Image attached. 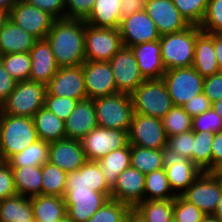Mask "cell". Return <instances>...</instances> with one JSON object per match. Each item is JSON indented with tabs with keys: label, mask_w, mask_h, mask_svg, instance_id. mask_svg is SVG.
<instances>
[{
	"label": "cell",
	"mask_w": 222,
	"mask_h": 222,
	"mask_svg": "<svg viewBox=\"0 0 222 222\" xmlns=\"http://www.w3.org/2000/svg\"><path fill=\"white\" fill-rule=\"evenodd\" d=\"M175 197L164 168L145 174L144 200H167Z\"/></svg>",
	"instance_id": "obj_36"
},
{
	"label": "cell",
	"mask_w": 222,
	"mask_h": 222,
	"mask_svg": "<svg viewBox=\"0 0 222 222\" xmlns=\"http://www.w3.org/2000/svg\"><path fill=\"white\" fill-rule=\"evenodd\" d=\"M77 102V99L49 95L46 92L44 107H46L50 112H53L58 118L65 121L74 110Z\"/></svg>",
	"instance_id": "obj_46"
},
{
	"label": "cell",
	"mask_w": 222,
	"mask_h": 222,
	"mask_svg": "<svg viewBox=\"0 0 222 222\" xmlns=\"http://www.w3.org/2000/svg\"><path fill=\"white\" fill-rule=\"evenodd\" d=\"M8 18L37 39H45L56 20L48 12L20 0L8 13Z\"/></svg>",
	"instance_id": "obj_14"
},
{
	"label": "cell",
	"mask_w": 222,
	"mask_h": 222,
	"mask_svg": "<svg viewBox=\"0 0 222 222\" xmlns=\"http://www.w3.org/2000/svg\"><path fill=\"white\" fill-rule=\"evenodd\" d=\"M49 143L38 139L22 152L11 156L6 162L10 167L42 166L48 162Z\"/></svg>",
	"instance_id": "obj_35"
},
{
	"label": "cell",
	"mask_w": 222,
	"mask_h": 222,
	"mask_svg": "<svg viewBox=\"0 0 222 222\" xmlns=\"http://www.w3.org/2000/svg\"><path fill=\"white\" fill-rule=\"evenodd\" d=\"M48 161L69 173L78 170L87 159L81 141L65 138L49 143Z\"/></svg>",
	"instance_id": "obj_21"
},
{
	"label": "cell",
	"mask_w": 222,
	"mask_h": 222,
	"mask_svg": "<svg viewBox=\"0 0 222 222\" xmlns=\"http://www.w3.org/2000/svg\"><path fill=\"white\" fill-rule=\"evenodd\" d=\"M16 194L12 169L6 161H0V200Z\"/></svg>",
	"instance_id": "obj_50"
},
{
	"label": "cell",
	"mask_w": 222,
	"mask_h": 222,
	"mask_svg": "<svg viewBox=\"0 0 222 222\" xmlns=\"http://www.w3.org/2000/svg\"><path fill=\"white\" fill-rule=\"evenodd\" d=\"M30 198L33 215L38 222H59L66 216L63 197L38 195Z\"/></svg>",
	"instance_id": "obj_31"
},
{
	"label": "cell",
	"mask_w": 222,
	"mask_h": 222,
	"mask_svg": "<svg viewBox=\"0 0 222 222\" xmlns=\"http://www.w3.org/2000/svg\"><path fill=\"white\" fill-rule=\"evenodd\" d=\"M213 173L222 178V163L213 171Z\"/></svg>",
	"instance_id": "obj_64"
},
{
	"label": "cell",
	"mask_w": 222,
	"mask_h": 222,
	"mask_svg": "<svg viewBox=\"0 0 222 222\" xmlns=\"http://www.w3.org/2000/svg\"><path fill=\"white\" fill-rule=\"evenodd\" d=\"M203 93L211 103L222 98V72L204 77Z\"/></svg>",
	"instance_id": "obj_52"
},
{
	"label": "cell",
	"mask_w": 222,
	"mask_h": 222,
	"mask_svg": "<svg viewBox=\"0 0 222 222\" xmlns=\"http://www.w3.org/2000/svg\"><path fill=\"white\" fill-rule=\"evenodd\" d=\"M130 48L137 60L141 74L146 80L162 79L166 68L162 61L159 40L145 42Z\"/></svg>",
	"instance_id": "obj_25"
},
{
	"label": "cell",
	"mask_w": 222,
	"mask_h": 222,
	"mask_svg": "<svg viewBox=\"0 0 222 222\" xmlns=\"http://www.w3.org/2000/svg\"><path fill=\"white\" fill-rule=\"evenodd\" d=\"M192 67L202 77L211 76L220 72L214 50V34L201 31L196 36Z\"/></svg>",
	"instance_id": "obj_27"
},
{
	"label": "cell",
	"mask_w": 222,
	"mask_h": 222,
	"mask_svg": "<svg viewBox=\"0 0 222 222\" xmlns=\"http://www.w3.org/2000/svg\"><path fill=\"white\" fill-rule=\"evenodd\" d=\"M66 216L74 222H86L109 199L92 189L65 190Z\"/></svg>",
	"instance_id": "obj_17"
},
{
	"label": "cell",
	"mask_w": 222,
	"mask_h": 222,
	"mask_svg": "<svg viewBox=\"0 0 222 222\" xmlns=\"http://www.w3.org/2000/svg\"><path fill=\"white\" fill-rule=\"evenodd\" d=\"M17 81L8 73L0 61V106L15 89Z\"/></svg>",
	"instance_id": "obj_54"
},
{
	"label": "cell",
	"mask_w": 222,
	"mask_h": 222,
	"mask_svg": "<svg viewBox=\"0 0 222 222\" xmlns=\"http://www.w3.org/2000/svg\"><path fill=\"white\" fill-rule=\"evenodd\" d=\"M68 173L49 161L42 165V195L64 197Z\"/></svg>",
	"instance_id": "obj_37"
},
{
	"label": "cell",
	"mask_w": 222,
	"mask_h": 222,
	"mask_svg": "<svg viewBox=\"0 0 222 222\" xmlns=\"http://www.w3.org/2000/svg\"><path fill=\"white\" fill-rule=\"evenodd\" d=\"M99 127L129 131L134 115L131 95L117 93L93 99Z\"/></svg>",
	"instance_id": "obj_4"
},
{
	"label": "cell",
	"mask_w": 222,
	"mask_h": 222,
	"mask_svg": "<svg viewBox=\"0 0 222 222\" xmlns=\"http://www.w3.org/2000/svg\"><path fill=\"white\" fill-rule=\"evenodd\" d=\"M174 106H183L191 98L203 93L202 77L193 67L166 70L162 76Z\"/></svg>",
	"instance_id": "obj_7"
},
{
	"label": "cell",
	"mask_w": 222,
	"mask_h": 222,
	"mask_svg": "<svg viewBox=\"0 0 222 222\" xmlns=\"http://www.w3.org/2000/svg\"><path fill=\"white\" fill-rule=\"evenodd\" d=\"M134 113L162 119L174 106L162 79L145 80L132 94Z\"/></svg>",
	"instance_id": "obj_6"
},
{
	"label": "cell",
	"mask_w": 222,
	"mask_h": 222,
	"mask_svg": "<svg viewBox=\"0 0 222 222\" xmlns=\"http://www.w3.org/2000/svg\"><path fill=\"white\" fill-rule=\"evenodd\" d=\"M85 21L81 19H56L46 40L59 68L75 67L85 61Z\"/></svg>",
	"instance_id": "obj_1"
},
{
	"label": "cell",
	"mask_w": 222,
	"mask_h": 222,
	"mask_svg": "<svg viewBox=\"0 0 222 222\" xmlns=\"http://www.w3.org/2000/svg\"><path fill=\"white\" fill-rule=\"evenodd\" d=\"M170 222H178V221H176L174 218H172V219L170 220Z\"/></svg>",
	"instance_id": "obj_67"
},
{
	"label": "cell",
	"mask_w": 222,
	"mask_h": 222,
	"mask_svg": "<svg viewBox=\"0 0 222 222\" xmlns=\"http://www.w3.org/2000/svg\"><path fill=\"white\" fill-rule=\"evenodd\" d=\"M145 174L130 166L118 175L110 199L135 208L144 200Z\"/></svg>",
	"instance_id": "obj_20"
},
{
	"label": "cell",
	"mask_w": 222,
	"mask_h": 222,
	"mask_svg": "<svg viewBox=\"0 0 222 222\" xmlns=\"http://www.w3.org/2000/svg\"><path fill=\"white\" fill-rule=\"evenodd\" d=\"M130 145L149 149H163L167 136L160 118L134 113L128 131Z\"/></svg>",
	"instance_id": "obj_11"
},
{
	"label": "cell",
	"mask_w": 222,
	"mask_h": 222,
	"mask_svg": "<svg viewBox=\"0 0 222 222\" xmlns=\"http://www.w3.org/2000/svg\"><path fill=\"white\" fill-rule=\"evenodd\" d=\"M29 54L31 56L29 80L47 85L59 69L50 43L46 38L38 39Z\"/></svg>",
	"instance_id": "obj_24"
},
{
	"label": "cell",
	"mask_w": 222,
	"mask_h": 222,
	"mask_svg": "<svg viewBox=\"0 0 222 222\" xmlns=\"http://www.w3.org/2000/svg\"><path fill=\"white\" fill-rule=\"evenodd\" d=\"M211 151L213 172L222 163V130L214 133Z\"/></svg>",
	"instance_id": "obj_56"
},
{
	"label": "cell",
	"mask_w": 222,
	"mask_h": 222,
	"mask_svg": "<svg viewBox=\"0 0 222 222\" xmlns=\"http://www.w3.org/2000/svg\"><path fill=\"white\" fill-rule=\"evenodd\" d=\"M7 19H8V13L0 9V30Z\"/></svg>",
	"instance_id": "obj_62"
},
{
	"label": "cell",
	"mask_w": 222,
	"mask_h": 222,
	"mask_svg": "<svg viewBox=\"0 0 222 222\" xmlns=\"http://www.w3.org/2000/svg\"><path fill=\"white\" fill-rule=\"evenodd\" d=\"M192 130L216 133L222 130V118L211 107L208 111L193 117Z\"/></svg>",
	"instance_id": "obj_47"
},
{
	"label": "cell",
	"mask_w": 222,
	"mask_h": 222,
	"mask_svg": "<svg viewBox=\"0 0 222 222\" xmlns=\"http://www.w3.org/2000/svg\"><path fill=\"white\" fill-rule=\"evenodd\" d=\"M194 131L177 134L167 138V146L177 154L192 161Z\"/></svg>",
	"instance_id": "obj_48"
},
{
	"label": "cell",
	"mask_w": 222,
	"mask_h": 222,
	"mask_svg": "<svg viewBox=\"0 0 222 222\" xmlns=\"http://www.w3.org/2000/svg\"><path fill=\"white\" fill-rule=\"evenodd\" d=\"M82 147L88 161H99L112 150L125 147L128 143V132L97 126L82 140Z\"/></svg>",
	"instance_id": "obj_12"
},
{
	"label": "cell",
	"mask_w": 222,
	"mask_h": 222,
	"mask_svg": "<svg viewBox=\"0 0 222 222\" xmlns=\"http://www.w3.org/2000/svg\"><path fill=\"white\" fill-rule=\"evenodd\" d=\"M96 0H65L66 18L85 20Z\"/></svg>",
	"instance_id": "obj_49"
},
{
	"label": "cell",
	"mask_w": 222,
	"mask_h": 222,
	"mask_svg": "<svg viewBox=\"0 0 222 222\" xmlns=\"http://www.w3.org/2000/svg\"><path fill=\"white\" fill-rule=\"evenodd\" d=\"M145 12L160 35L179 32L190 26L172 0H147Z\"/></svg>",
	"instance_id": "obj_19"
},
{
	"label": "cell",
	"mask_w": 222,
	"mask_h": 222,
	"mask_svg": "<svg viewBox=\"0 0 222 222\" xmlns=\"http://www.w3.org/2000/svg\"><path fill=\"white\" fill-rule=\"evenodd\" d=\"M92 189L104 193L109 199L111 188L96 161H86L78 170L68 173L66 190Z\"/></svg>",
	"instance_id": "obj_22"
},
{
	"label": "cell",
	"mask_w": 222,
	"mask_h": 222,
	"mask_svg": "<svg viewBox=\"0 0 222 222\" xmlns=\"http://www.w3.org/2000/svg\"><path fill=\"white\" fill-rule=\"evenodd\" d=\"M210 100L201 93L188 100L182 107L193 118L208 111L212 106Z\"/></svg>",
	"instance_id": "obj_53"
},
{
	"label": "cell",
	"mask_w": 222,
	"mask_h": 222,
	"mask_svg": "<svg viewBox=\"0 0 222 222\" xmlns=\"http://www.w3.org/2000/svg\"><path fill=\"white\" fill-rule=\"evenodd\" d=\"M37 40L8 18L0 30V55L29 53Z\"/></svg>",
	"instance_id": "obj_26"
},
{
	"label": "cell",
	"mask_w": 222,
	"mask_h": 222,
	"mask_svg": "<svg viewBox=\"0 0 222 222\" xmlns=\"http://www.w3.org/2000/svg\"><path fill=\"white\" fill-rule=\"evenodd\" d=\"M199 27L209 34H222V0H208L207 10Z\"/></svg>",
	"instance_id": "obj_44"
},
{
	"label": "cell",
	"mask_w": 222,
	"mask_h": 222,
	"mask_svg": "<svg viewBox=\"0 0 222 222\" xmlns=\"http://www.w3.org/2000/svg\"><path fill=\"white\" fill-rule=\"evenodd\" d=\"M49 95L77 99H86V87L82 65L75 67H61L46 85Z\"/></svg>",
	"instance_id": "obj_18"
},
{
	"label": "cell",
	"mask_w": 222,
	"mask_h": 222,
	"mask_svg": "<svg viewBox=\"0 0 222 222\" xmlns=\"http://www.w3.org/2000/svg\"><path fill=\"white\" fill-rule=\"evenodd\" d=\"M85 58L109 61L123 46L119 29L93 27L85 23Z\"/></svg>",
	"instance_id": "obj_8"
},
{
	"label": "cell",
	"mask_w": 222,
	"mask_h": 222,
	"mask_svg": "<svg viewBox=\"0 0 222 222\" xmlns=\"http://www.w3.org/2000/svg\"><path fill=\"white\" fill-rule=\"evenodd\" d=\"M214 50L219 70L222 72V34H214Z\"/></svg>",
	"instance_id": "obj_57"
},
{
	"label": "cell",
	"mask_w": 222,
	"mask_h": 222,
	"mask_svg": "<svg viewBox=\"0 0 222 222\" xmlns=\"http://www.w3.org/2000/svg\"><path fill=\"white\" fill-rule=\"evenodd\" d=\"M222 194V178L213 172H202L180 195L206 215L213 214Z\"/></svg>",
	"instance_id": "obj_9"
},
{
	"label": "cell",
	"mask_w": 222,
	"mask_h": 222,
	"mask_svg": "<svg viewBox=\"0 0 222 222\" xmlns=\"http://www.w3.org/2000/svg\"><path fill=\"white\" fill-rule=\"evenodd\" d=\"M119 32L122 44L132 47L145 42L160 39L155 23L145 10L135 12L121 19Z\"/></svg>",
	"instance_id": "obj_16"
},
{
	"label": "cell",
	"mask_w": 222,
	"mask_h": 222,
	"mask_svg": "<svg viewBox=\"0 0 222 222\" xmlns=\"http://www.w3.org/2000/svg\"><path fill=\"white\" fill-rule=\"evenodd\" d=\"M174 199L143 200L135 209L146 222H170L173 218Z\"/></svg>",
	"instance_id": "obj_39"
},
{
	"label": "cell",
	"mask_w": 222,
	"mask_h": 222,
	"mask_svg": "<svg viewBox=\"0 0 222 222\" xmlns=\"http://www.w3.org/2000/svg\"><path fill=\"white\" fill-rule=\"evenodd\" d=\"M20 0H0V9L9 13L10 9L14 7Z\"/></svg>",
	"instance_id": "obj_59"
},
{
	"label": "cell",
	"mask_w": 222,
	"mask_h": 222,
	"mask_svg": "<svg viewBox=\"0 0 222 222\" xmlns=\"http://www.w3.org/2000/svg\"><path fill=\"white\" fill-rule=\"evenodd\" d=\"M214 111L222 118V98L212 103Z\"/></svg>",
	"instance_id": "obj_61"
},
{
	"label": "cell",
	"mask_w": 222,
	"mask_h": 222,
	"mask_svg": "<svg viewBox=\"0 0 222 222\" xmlns=\"http://www.w3.org/2000/svg\"><path fill=\"white\" fill-rule=\"evenodd\" d=\"M164 169L170 188L180 196L203 172L191 160L165 146L162 149Z\"/></svg>",
	"instance_id": "obj_10"
},
{
	"label": "cell",
	"mask_w": 222,
	"mask_h": 222,
	"mask_svg": "<svg viewBox=\"0 0 222 222\" xmlns=\"http://www.w3.org/2000/svg\"><path fill=\"white\" fill-rule=\"evenodd\" d=\"M46 85L31 80L17 82L15 89L0 106V115L32 118L44 106Z\"/></svg>",
	"instance_id": "obj_5"
},
{
	"label": "cell",
	"mask_w": 222,
	"mask_h": 222,
	"mask_svg": "<svg viewBox=\"0 0 222 222\" xmlns=\"http://www.w3.org/2000/svg\"><path fill=\"white\" fill-rule=\"evenodd\" d=\"M130 144L125 147L112 150L102 159L96 161L108 186L112 189L117 182L118 175L131 166Z\"/></svg>",
	"instance_id": "obj_30"
},
{
	"label": "cell",
	"mask_w": 222,
	"mask_h": 222,
	"mask_svg": "<svg viewBox=\"0 0 222 222\" xmlns=\"http://www.w3.org/2000/svg\"><path fill=\"white\" fill-rule=\"evenodd\" d=\"M206 214L181 196L174 198L173 218L178 222H201Z\"/></svg>",
	"instance_id": "obj_45"
},
{
	"label": "cell",
	"mask_w": 222,
	"mask_h": 222,
	"mask_svg": "<svg viewBox=\"0 0 222 222\" xmlns=\"http://www.w3.org/2000/svg\"><path fill=\"white\" fill-rule=\"evenodd\" d=\"M108 62L118 93L131 95L146 80L130 47L122 46Z\"/></svg>",
	"instance_id": "obj_13"
},
{
	"label": "cell",
	"mask_w": 222,
	"mask_h": 222,
	"mask_svg": "<svg viewBox=\"0 0 222 222\" xmlns=\"http://www.w3.org/2000/svg\"><path fill=\"white\" fill-rule=\"evenodd\" d=\"M201 222H221V221L217 219L214 215L208 214L203 217Z\"/></svg>",
	"instance_id": "obj_63"
},
{
	"label": "cell",
	"mask_w": 222,
	"mask_h": 222,
	"mask_svg": "<svg viewBox=\"0 0 222 222\" xmlns=\"http://www.w3.org/2000/svg\"><path fill=\"white\" fill-rule=\"evenodd\" d=\"M201 28L190 25L188 28L160 36L161 57L166 70L192 67L196 36Z\"/></svg>",
	"instance_id": "obj_3"
},
{
	"label": "cell",
	"mask_w": 222,
	"mask_h": 222,
	"mask_svg": "<svg viewBox=\"0 0 222 222\" xmlns=\"http://www.w3.org/2000/svg\"><path fill=\"white\" fill-rule=\"evenodd\" d=\"M124 222H146V220L135 208H131L126 214Z\"/></svg>",
	"instance_id": "obj_58"
},
{
	"label": "cell",
	"mask_w": 222,
	"mask_h": 222,
	"mask_svg": "<svg viewBox=\"0 0 222 222\" xmlns=\"http://www.w3.org/2000/svg\"><path fill=\"white\" fill-rule=\"evenodd\" d=\"M87 98L93 100L99 97L117 94L113 71L108 61H88L82 64Z\"/></svg>",
	"instance_id": "obj_15"
},
{
	"label": "cell",
	"mask_w": 222,
	"mask_h": 222,
	"mask_svg": "<svg viewBox=\"0 0 222 222\" xmlns=\"http://www.w3.org/2000/svg\"><path fill=\"white\" fill-rule=\"evenodd\" d=\"M130 153L131 166L143 174L164 168L162 149H149L130 145Z\"/></svg>",
	"instance_id": "obj_34"
},
{
	"label": "cell",
	"mask_w": 222,
	"mask_h": 222,
	"mask_svg": "<svg viewBox=\"0 0 222 222\" xmlns=\"http://www.w3.org/2000/svg\"><path fill=\"white\" fill-rule=\"evenodd\" d=\"M161 120L167 138L192 130L193 118L181 106H173Z\"/></svg>",
	"instance_id": "obj_40"
},
{
	"label": "cell",
	"mask_w": 222,
	"mask_h": 222,
	"mask_svg": "<svg viewBox=\"0 0 222 222\" xmlns=\"http://www.w3.org/2000/svg\"><path fill=\"white\" fill-rule=\"evenodd\" d=\"M29 222H38V221L35 218H33Z\"/></svg>",
	"instance_id": "obj_66"
},
{
	"label": "cell",
	"mask_w": 222,
	"mask_h": 222,
	"mask_svg": "<svg viewBox=\"0 0 222 222\" xmlns=\"http://www.w3.org/2000/svg\"><path fill=\"white\" fill-rule=\"evenodd\" d=\"M121 4V0H96L84 21L93 27L119 29Z\"/></svg>",
	"instance_id": "obj_28"
},
{
	"label": "cell",
	"mask_w": 222,
	"mask_h": 222,
	"mask_svg": "<svg viewBox=\"0 0 222 222\" xmlns=\"http://www.w3.org/2000/svg\"><path fill=\"white\" fill-rule=\"evenodd\" d=\"M38 138L51 143L66 138L64 121L42 106L32 117Z\"/></svg>",
	"instance_id": "obj_29"
},
{
	"label": "cell",
	"mask_w": 222,
	"mask_h": 222,
	"mask_svg": "<svg viewBox=\"0 0 222 222\" xmlns=\"http://www.w3.org/2000/svg\"><path fill=\"white\" fill-rule=\"evenodd\" d=\"M0 61L8 73L17 81L29 80L31 56L29 53H11L0 55Z\"/></svg>",
	"instance_id": "obj_41"
},
{
	"label": "cell",
	"mask_w": 222,
	"mask_h": 222,
	"mask_svg": "<svg viewBox=\"0 0 222 222\" xmlns=\"http://www.w3.org/2000/svg\"><path fill=\"white\" fill-rule=\"evenodd\" d=\"M64 125L66 138L79 141L95 129L98 124L93 100L86 98L78 101Z\"/></svg>",
	"instance_id": "obj_23"
},
{
	"label": "cell",
	"mask_w": 222,
	"mask_h": 222,
	"mask_svg": "<svg viewBox=\"0 0 222 222\" xmlns=\"http://www.w3.org/2000/svg\"><path fill=\"white\" fill-rule=\"evenodd\" d=\"M212 215H214L217 219L222 222V194L218 201L217 207Z\"/></svg>",
	"instance_id": "obj_60"
},
{
	"label": "cell",
	"mask_w": 222,
	"mask_h": 222,
	"mask_svg": "<svg viewBox=\"0 0 222 222\" xmlns=\"http://www.w3.org/2000/svg\"><path fill=\"white\" fill-rule=\"evenodd\" d=\"M38 139L32 118L0 115V161H7Z\"/></svg>",
	"instance_id": "obj_2"
},
{
	"label": "cell",
	"mask_w": 222,
	"mask_h": 222,
	"mask_svg": "<svg viewBox=\"0 0 222 222\" xmlns=\"http://www.w3.org/2000/svg\"><path fill=\"white\" fill-rule=\"evenodd\" d=\"M131 207L117 200L108 199L86 222H124Z\"/></svg>",
	"instance_id": "obj_42"
},
{
	"label": "cell",
	"mask_w": 222,
	"mask_h": 222,
	"mask_svg": "<svg viewBox=\"0 0 222 222\" xmlns=\"http://www.w3.org/2000/svg\"><path fill=\"white\" fill-rule=\"evenodd\" d=\"M34 218L31 198L16 194L0 202V222H29Z\"/></svg>",
	"instance_id": "obj_33"
},
{
	"label": "cell",
	"mask_w": 222,
	"mask_h": 222,
	"mask_svg": "<svg viewBox=\"0 0 222 222\" xmlns=\"http://www.w3.org/2000/svg\"><path fill=\"white\" fill-rule=\"evenodd\" d=\"M17 194L24 197L42 195V166L11 167Z\"/></svg>",
	"instance_id": "obj_32"
},
{
	"label": "cell",
	"mask_w": 222,
	"mask_h": 222,
	"mask_svg": "<svg viewBox=\"0 0 222 222\" xmlns=\"http://www.w3.org/2000/svg\"><path fill=\"white\" fill-rule=\"evenodd\" d=\"M28 4L35 6L51 14L56 19L66 18L65 0H25Z\"/></svg>",
	"instance_id": "obj_51"
},
{
	"label": "cell",
	"mask_w": 222,
	"mask_h": 222,
	"mask_svg": "<svg viewBox=\"0 0 222 222\" xmlns=\"http://www.w3.org/2000/svg\"><path fill=\"white\" fill-rule=\"evenodd\" d=\"M59 222H74L73 220H71L70 218H68L67 216H65L62 220H60Z\"/></svg>",
	"instance_id": "obj_65"
},
{
	"label": "cell",
	"mask_w": 222,
	"mask_h": 222,
	"mask_svg": "<svg viewBox=\"0 0 222 222\" xmlns=\"http://www.w3.org/2000/svg\"><path fill=\"white\" fill-rule=\"evenodd\" d=\"M214 133L194 131L192 162L203 172H212Z\"/></svg>",
	"instance_id": "obj_38"
},
{
	"label": "cell",
	"mask_w": 222,
	"mask_h": 222,
	"mask_svg": "<svg viewBox=\"0 0 222 222\" xmlns=\"http://www.w3.org/2000/svg\"><path fill=\"white\" fill-rule=\"evenodd\" d=\"M178 11L190 25L200 26L208 6V0H172Z\"/></svg>",
	"instance_id": "obj_43"
},
{
	"label": "cell",
	"mask_w": 222,
	"mask_h": 222,
	"mask_svg": "<svg viewBox=\"0 0 222 222\" xmlns=\"http://www.w3.org/2000/svg\"><path fill=\"white\" fill-rule=\"evenodd\" d=\"M121 18L145 10L147 0H121Z\"/></svg>",
	"instance_id": "obj_55"
}]
</instances>
